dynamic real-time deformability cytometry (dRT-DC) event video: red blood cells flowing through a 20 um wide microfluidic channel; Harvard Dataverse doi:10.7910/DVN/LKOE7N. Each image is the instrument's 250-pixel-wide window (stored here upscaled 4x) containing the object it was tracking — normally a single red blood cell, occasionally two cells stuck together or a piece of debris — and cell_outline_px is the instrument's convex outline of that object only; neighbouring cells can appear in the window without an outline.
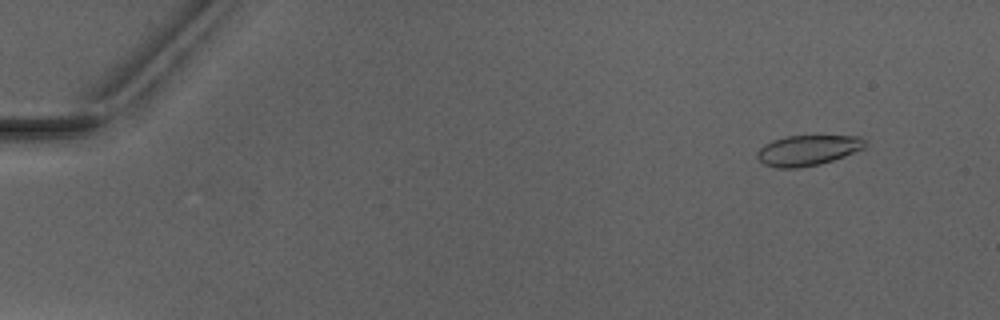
{"species": "Egyptian fruit bat (a non-hibernating species)", "species_latin": "Rousettus aegyptiacus", "temperature_condition": "warm", "stored_images_in_passage": 6, "camera_frame_rate_fps": 3000, "um_per_image_px": 0.085, "animal": {"sex": "male"}, "frame": {"image": 1, "passage_image": 2, "time_ms": 1.333, "image_size_px": [1000, 320], "cell_outline_px": [[864, 148], [844, 156], [820, 164], [800, 168], [776, 168], [764, 164], [756, 156], [756, 152], [764, 144], [772, 140], [788, 136], [860, 136], [864, 140]], "centroid_in_image_um": [68.61, 12.78], "position_along_channel_um": 16.4, "area_um2": 19.02}}